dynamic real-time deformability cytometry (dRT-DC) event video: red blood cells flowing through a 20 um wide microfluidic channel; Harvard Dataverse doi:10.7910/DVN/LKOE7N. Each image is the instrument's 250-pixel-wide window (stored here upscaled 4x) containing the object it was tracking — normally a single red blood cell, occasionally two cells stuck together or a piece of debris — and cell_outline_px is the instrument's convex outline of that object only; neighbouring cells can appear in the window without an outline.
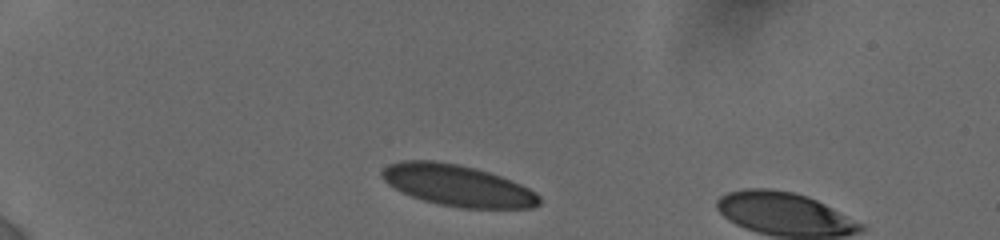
{"species": "human", "species_latin": "Homo sapiens", "temperature_condition": "cold", "stored_images_in_passage": 2, "camera_frame_rate_fps": 3000, "um_per_image_px": 0.085, "donor": {"sex": "female"}, "frame": {"image": 1, "passage_image": 1, "time_ms": 0.0, "image_size_px": [1000, 240], "cell_outline_px": [[540, 204], [532, 208], [460, 208], [440, 204], [424, 200], [412, 196], [388, 184], [380, 176], [380, 172], [388, 164], [400, 160], [432, 160], [456, 164], [476, 168], [512, 180], [536, 192], [540, 196]], "centroid_in_image_um": [38.9, 15.76], "position_along_channel_um": 46.1, "area_um2": 37.8}}